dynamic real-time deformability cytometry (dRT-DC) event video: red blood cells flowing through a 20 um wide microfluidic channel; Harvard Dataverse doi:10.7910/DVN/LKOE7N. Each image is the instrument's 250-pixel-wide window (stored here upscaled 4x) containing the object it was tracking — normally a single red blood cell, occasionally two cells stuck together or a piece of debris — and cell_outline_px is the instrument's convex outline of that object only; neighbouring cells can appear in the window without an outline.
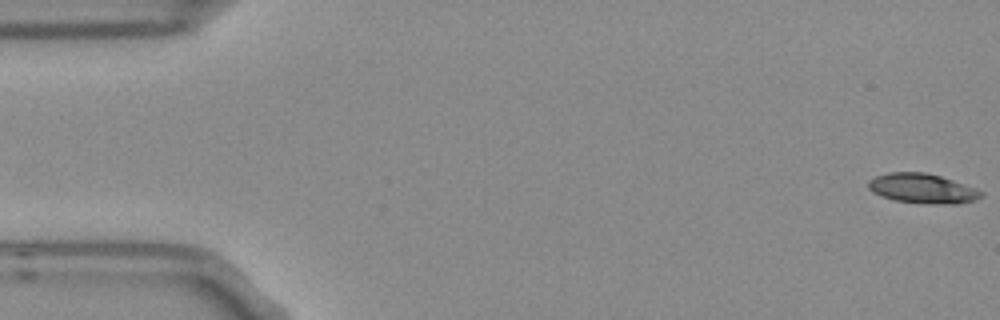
{"species": "Egyptian fruit bat (a non-hibernating species)", "species_latin": "Rousettus aegyptiacus", "temperature_condition": "room temperature", "stored_images_in_passage": 5, "camera_frame_rate_fps": 3000, "um_per_image_px": 0.085, "frame": {"image": 1, "passage_image": 5, "time_ms": 1.333, "image_size_px": [1000, 320], "cell_outline_px": [[984, 196], [976, 200], [960, 204], [928, 204], [896, 200], [872, 192], [868, 188], [868, 180], [876, 176], [888, 172], [924, 172], [940, 176], [952, 180], [984, 192]], "centroid_in_image_um": [78.42, 16.03], "position_along_channel_um": 6.6, "area_um2": 19.48}}